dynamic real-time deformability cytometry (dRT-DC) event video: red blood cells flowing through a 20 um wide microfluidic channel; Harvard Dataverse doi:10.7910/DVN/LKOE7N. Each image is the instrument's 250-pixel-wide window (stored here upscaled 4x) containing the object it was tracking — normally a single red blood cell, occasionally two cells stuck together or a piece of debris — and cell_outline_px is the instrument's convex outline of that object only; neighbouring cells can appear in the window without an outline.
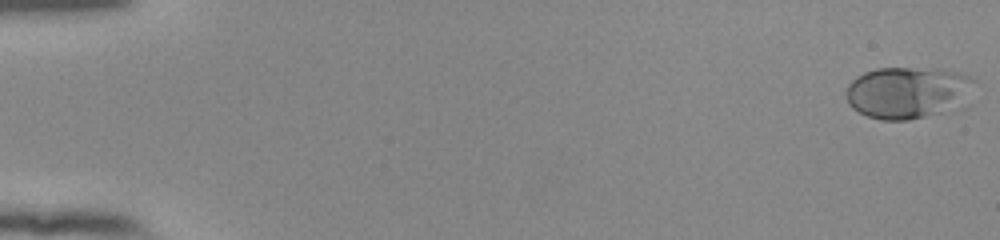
{"species": "human", "species_latin": "Homo sapiens", "temperature_condition": "room temperature", "stored_images_in_passage": 54, "camera_frame_rate_fps": 3000, "um_per_image_px": 0.085, "donor": {"sex": "female"}, "frame": {"image": 1, "passage_image": 1, "time_ms": 0.0, "image_size_px": [1000, 240], "cell_outline_px": [[976, 80], [972, 104], [968, 108], [960, 112], [908, 120], [880, 120], [868, 116], [852, 108], [848, 104], [844, 92], [848, 84], [856, 76], [864, 72], [876, 68], [940, 68], [960, 72]], "centroid_in_image_um": [77.34, 7.9], "position_along_channel_um": 7.7, "area_um2": 41.15}}
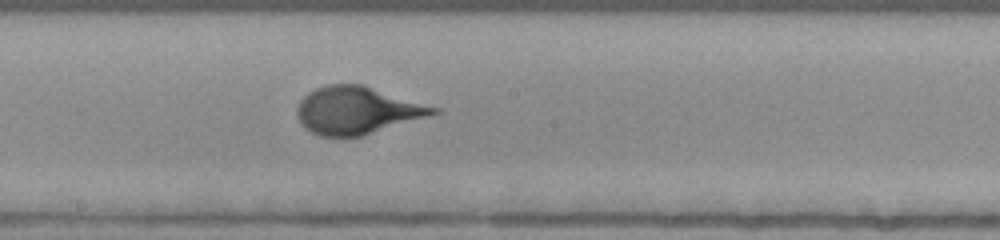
{"frame": {"image": 2, "passage_image": 31, "time_ms": 10.0, "image_size_px": [1000, 240], "cell_outline_px": [[440, 112], [360, 136], [320, 136], [304, 128], [296, 112], [296, 108], [300, 100], [308, 92], [316, 88], [328, 84], [364, 84], [440, 108]], "centroid_in_image_um": [30.33, 9.35], "position_along_channel_um": 217.9, "area_um2": 37.4}}
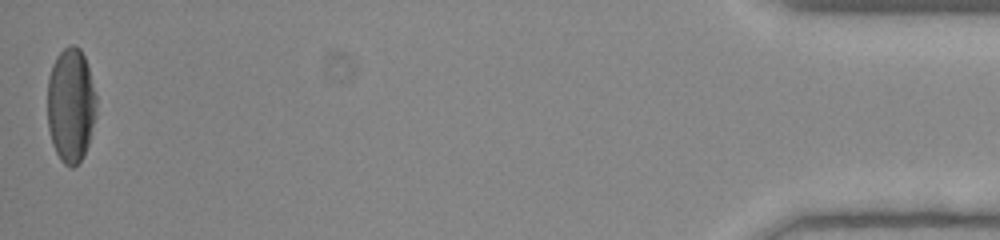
{"frame": {"image": 3, "passage_image": 54, "time_ms": 17.667, "image_size_px": [1000, 240], "cell_outline_px": [[96, 116], [88, 144], [80, 160], [72, 168], [68, 168], [60, 160], [52, 144], [48, 128], [48, 76], [52, 64], [56, 56], [64, 48], [72, 44], [76, 44], [80, 48], [88, 64], [96, 96]], "centroid_in_image_um": [6.02, 8.92], "position_along_channel_um": 429.2, "area_um2": 32.95}}